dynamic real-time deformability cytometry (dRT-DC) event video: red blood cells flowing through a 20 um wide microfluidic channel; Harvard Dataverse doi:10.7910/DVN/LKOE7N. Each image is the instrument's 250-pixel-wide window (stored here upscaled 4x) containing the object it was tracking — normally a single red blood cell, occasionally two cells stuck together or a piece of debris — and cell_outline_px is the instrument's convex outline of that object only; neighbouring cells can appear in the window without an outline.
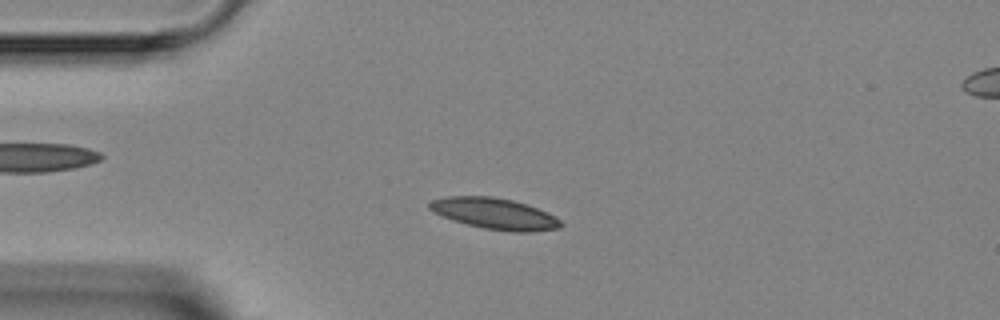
{"species": "Egyptian fruit bat (a non-hibernating species)", "species_latin": "Rousettus aegyptiacus", "temperature_condition": "room temperature", "stored_images_in_passage": 4, "camera_frame_rate_fps": 3000, "um_per_image_px": 0.085, "animal": {"sex": "female"}, "frame": {"image": 1, "passage_image": 3, "time_ms": 2.667, "image_size_px": [1000, 320], "cell_outline_px": [[564, 224], [560, 228], [532, 232], [512, 232], [484, 228], [452, 220], [432, 212], [428, 208], [428, 204], [432, 200], [448, 196], [492, 196], [512, 200], [528, 204], [560, 220]], "centroid_in_image_um": [42.02, 18.16], "position_along_channel_um": 43.0, "area_um2": 23.76}}